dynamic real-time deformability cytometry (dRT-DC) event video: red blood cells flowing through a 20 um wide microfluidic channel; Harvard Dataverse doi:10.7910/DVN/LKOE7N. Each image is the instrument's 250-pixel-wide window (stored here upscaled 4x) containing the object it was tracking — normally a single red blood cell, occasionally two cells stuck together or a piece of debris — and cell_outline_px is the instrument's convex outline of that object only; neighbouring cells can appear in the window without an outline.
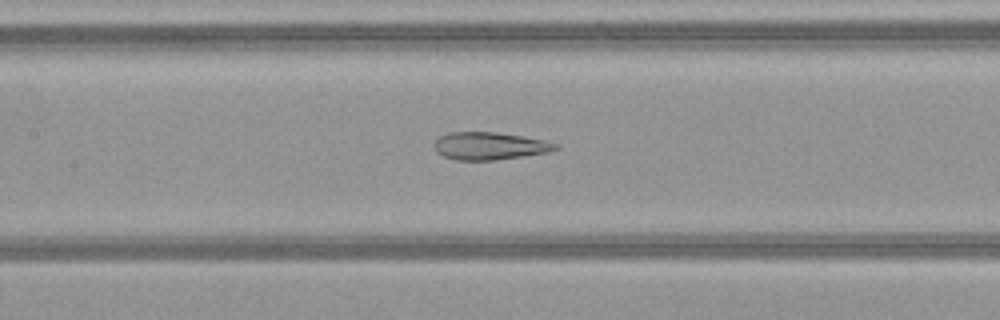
{"species": "common noctule bat (a hibernating species)", "species_latin": "Nyctalus noctula", "temperature_condition": "warm", "stored_images_in_passage": 47, "camera_frame_rate_fps": 3000, "um_per_image_px": 0.085, "animal": {"sex": "female", "body_mass_g": 21.9}, "frame": {"image": 1, "passage_image": 25, "time_ms": 8.0, "image_size_px": [1000, 320], "cell_outline_px": [[560, 148], [548, 152], [524, 156], [496, 160], [456, 160], [444, 156], [436, 152], [432, 144], [440, 136], [448, 132], [496, 132], [544, 140], [560, 144]], "centroid_in_image_um": [41.61, 12.41], "position_along_channel_um": 165.8, "area_um2": 19.59}}
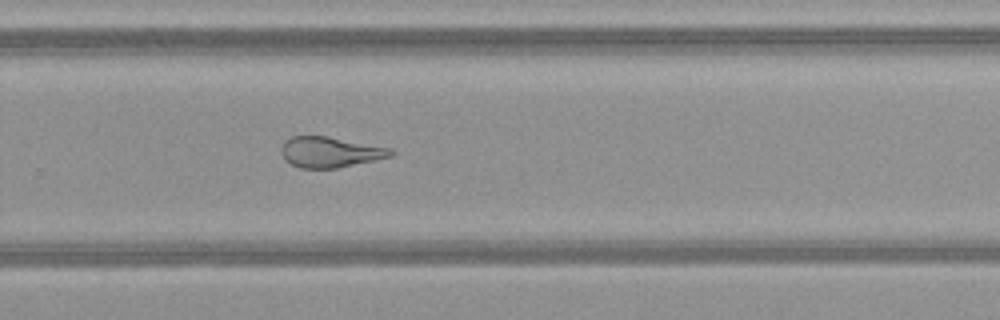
{"frame": {"image": 2, "passage_image": 35, "time_ms": 11.333, "image_size_px": [1000, 320], "cell_outline_px": [[396, 152], [392, 156], [336, 168], [300, 168], [284, 160], [280, 152], [280, 148], [284, 140], [292, 136], [328, 136], [392, 148]], "centroid_in_image_um": [28.03, 12.92], "position_along_channel_um": 301.8, "area_um2": 19.65}}
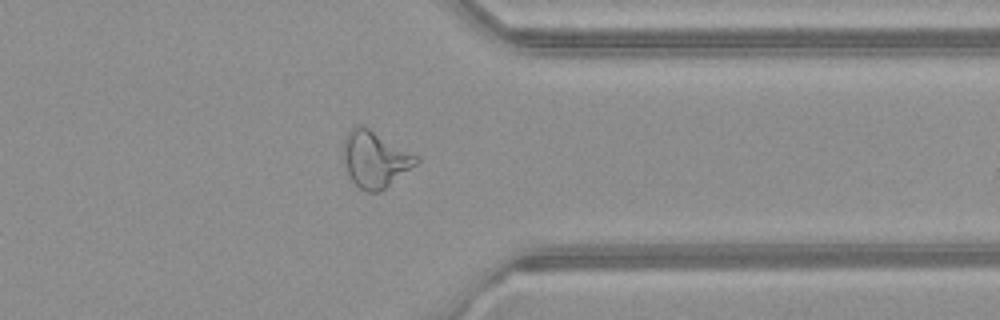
{"frame": {"image": 3, "passage_image": 41, "time_ms": 13.333, "image_size_px": [1000, 320], "cell_outline_px": [[420, 160], [416, 164], [380, 192], [364, 192], [352, 180], [344, 164], [344, 140], [348, 132], [356, 124], [360, 124], [368, 128], [420, 156]], "centroid_in_image_um": [31.89, 13.53], "position_along_channel_um": 379.5, "area_um2": 23.7}}